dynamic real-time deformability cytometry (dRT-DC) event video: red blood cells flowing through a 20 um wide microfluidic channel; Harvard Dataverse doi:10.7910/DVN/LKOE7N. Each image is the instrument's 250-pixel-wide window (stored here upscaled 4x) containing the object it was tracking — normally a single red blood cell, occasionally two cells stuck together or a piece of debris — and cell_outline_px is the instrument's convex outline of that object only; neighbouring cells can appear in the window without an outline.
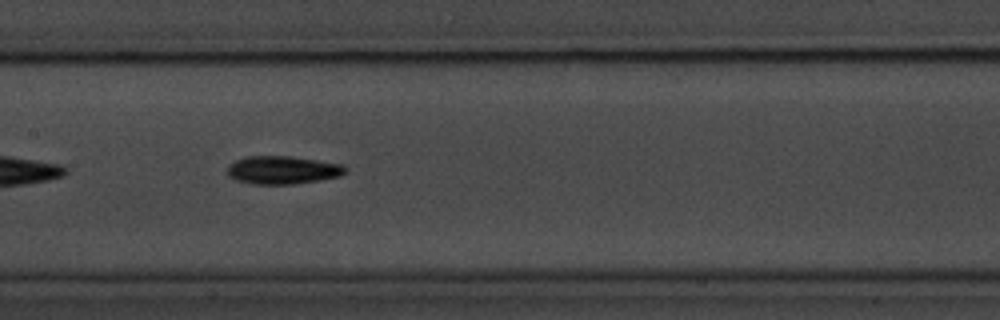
{"species": "common noctule bat (a hibernating species)", "species_latin": "Nyctalus noctula", "temperature_condition": "room temperature", "stored_images_in_passage": 16, "camera_frame_rate_fps": 3000, "um_per_image_px": 0.085, "animal": {"sex": "male", "body_mass_g": 20.1, "forearm_length_mm": 53.5}, "frame": {"image": 1, "passage_image": 12, "time_ms": 3.667, "image_size_px": [1000, 320], "cell_outline_px": [[348, 168], [340, 176], [320, 180], [292, 184], [252, 184], [236, 180], [228, 176], [228, 164], [236, 160], [248, 156], [288, 156], [344, 164]], "centroid_in_image_um": [24.02, 14.45], "position_along_channel_um": 183.4, "area_um2": 19.31}}